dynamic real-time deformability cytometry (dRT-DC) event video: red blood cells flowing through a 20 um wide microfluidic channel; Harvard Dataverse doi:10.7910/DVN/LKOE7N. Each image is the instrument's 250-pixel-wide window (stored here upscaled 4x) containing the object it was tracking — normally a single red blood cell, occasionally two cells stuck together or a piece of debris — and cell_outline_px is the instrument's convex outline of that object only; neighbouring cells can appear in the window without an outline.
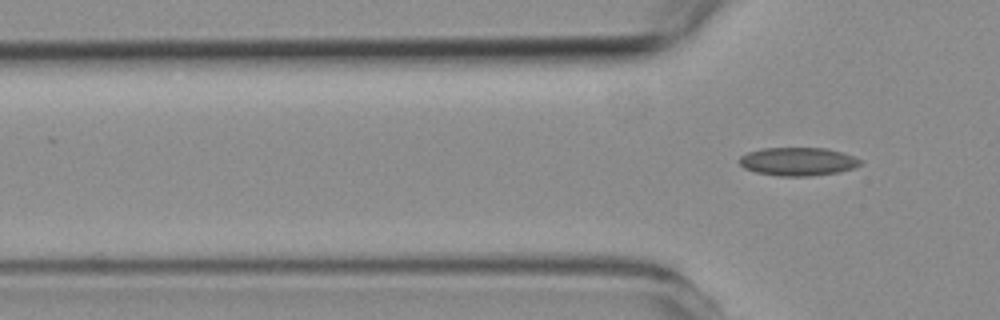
{"species": "common noctule bat (a hibernating species)", "species_latin": "Nyctalus noctula", "temperature_condition": "room temperature", "stored_images_in_passage": 6, "segment_of_instrument_passage": [2, 2], "camera_frame_rate_fps": 3000, "um_per_image_px": 0.085, "animal": {"sex": "female", "body_mass_g": 19.3, "forearm_length_mm": 54.1}, "frame": {"image": 1, "passage_image": 6, "time_ms": 5.667, "image_size_px": [1000, 320], "cell_outline_px": [[864, 164], [840, 172], [808, 176], [780, 176], [756, 172], [744, 168], [740, 164], [740, 156], [748, 152], [760, 148], [828, 148], [852, 156], [860, 160]], "centroid_in_image_um": [67.82, 13.73], "position_along_channel_um": 58.0, "area_um2": 19.88}}